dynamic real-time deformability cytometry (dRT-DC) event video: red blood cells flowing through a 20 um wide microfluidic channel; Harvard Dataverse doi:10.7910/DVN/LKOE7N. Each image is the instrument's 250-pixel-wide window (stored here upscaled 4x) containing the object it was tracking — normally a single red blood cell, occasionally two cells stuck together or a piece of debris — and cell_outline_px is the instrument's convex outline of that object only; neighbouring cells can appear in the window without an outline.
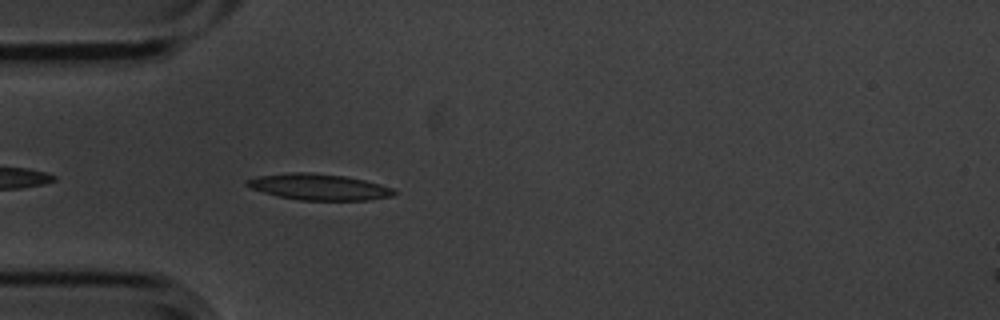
{"species": "common noctule bat (a hibernating species)", "species_latin": "Nyctalus noctula", "temperature_condition": "cold", "stored_images_in_passage": 4, "camera_frame_rate_fps": 3000, "um_per_image_px": 0.085, "animal": {"sex": "male", "body_mass_g": 20.1, "forearm_length_mm": 53.5}, "frame": {"image": 1, "passage_image": 4, "time_ms": 1.0, "image_size_px": [1000, 320], "cell_outline_px": [[396, 192], [392, 196], [368, 200], [300, 200], [276, 196], [252, 188], [244, 184], [244, 180], [260, 176], [292, 172], [312, 172], [344, 176], [364, 180], [380, 184], [392, 188]], "centroid_in_image_um": [27.09, 15.89], "position_along_channel_um": 57.9, "area_um2": 22.31}}